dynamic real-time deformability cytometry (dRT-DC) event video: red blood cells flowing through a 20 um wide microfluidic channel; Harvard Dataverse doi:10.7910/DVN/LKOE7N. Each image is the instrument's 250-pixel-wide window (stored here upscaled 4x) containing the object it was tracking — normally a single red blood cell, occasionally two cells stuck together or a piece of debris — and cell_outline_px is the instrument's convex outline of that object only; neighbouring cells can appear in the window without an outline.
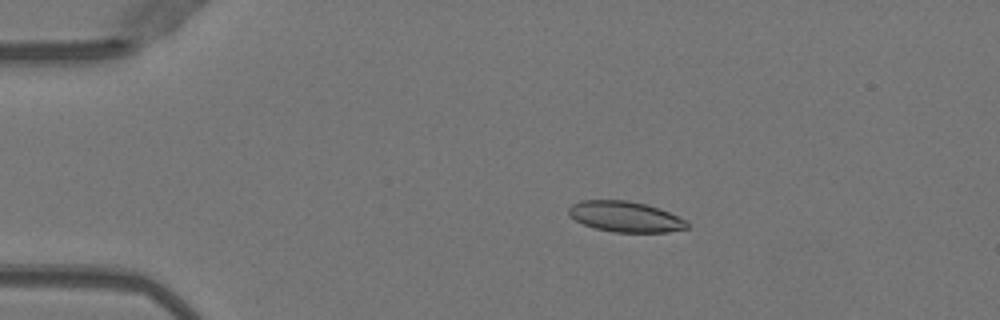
{"species": "Egyptian fruit bat (a non-hibernating species)", "species_latin": "Rousettus aegyptiacus", "temperature_condition": "warm", "stored_images_in_passage": 49, "camera_frame_rate_fps": 3000, "um_per_image_px": 0.085, "animal": {"sex": "female"}, "frame": {"image": 1, "passage_image": 9, "time_ms": 2.667, "image_size_px": [1000, 320], "cell_outline_px": [[688, 228], [668, 232], [612, 232], [596, 228], [584, 224], [576, 220], [568, 212], [568, 208], [572, 204], [580, 200], [628, 200], [648, 204], [660, 208], [688, 220]], "centroid_in_image_um": [53.19, 18.4], "position_along_channel_um": 31.8, "area_um2": 21.27}}
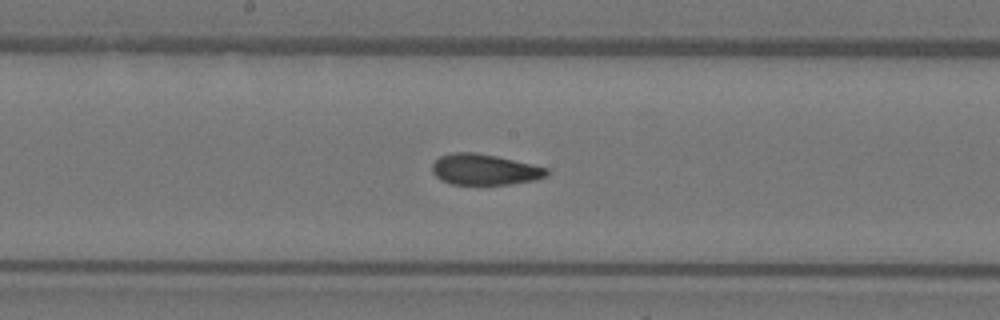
{"frame": {"image": 2, "passage_image": 26, "time_ms": 8.333, "image_size_px": [1000, 320], "cell_outline_px": [[548, 176], [532, 180], [508, 184], [452, 184], [440, 180], [432, 172], [432, 164], [440, 156], [452, 152], [476, 152], [496, 156], [532, 164], [548, 168]], "centroid_in_image_um": [41.16, 14.4], "position_along_channel_um": 207.0, "area_um2": 20.52}}
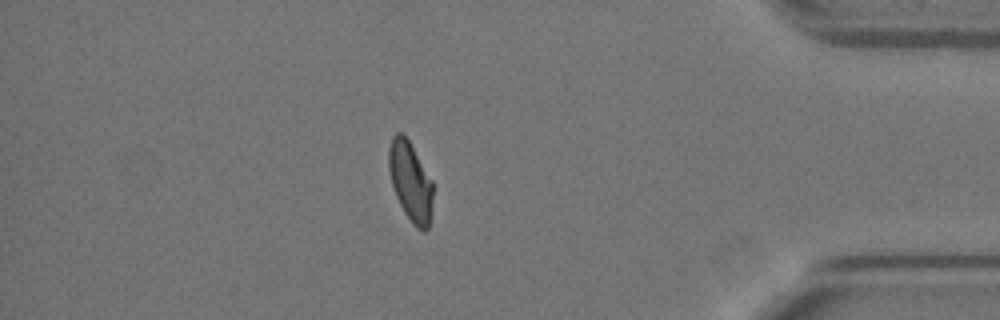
{"frame": {"image": 3, "passage_image": 43, "time_ms": 14.0, "image_size_px": [1000, 320], "cell_outline_px": [[432, 200], [428, 228], [424, 232], [416, 228], [412, 224], [404, 212], [396, 196], [392, 184], [388, 168], [388, 148], [392, 136], [396, 132], [400, 132], [408, 140], [432, 180]], "centroid_in_image_um": [34.86, 15.43], "position_along_channel_um": 400.3, "area_um2": 20.23}, "authors_computed_cell_mechanics": {"area_um2": 21.097, "velocity_mm_per_s": 4.0473, "shape_relaxation_time_tau1_ms": 8.1493, "shape_relaxation_time_tau2_ms": 1.2224, "deformation_change_tau1": 0.1913, "deformation_change_tau2": 0.069}}